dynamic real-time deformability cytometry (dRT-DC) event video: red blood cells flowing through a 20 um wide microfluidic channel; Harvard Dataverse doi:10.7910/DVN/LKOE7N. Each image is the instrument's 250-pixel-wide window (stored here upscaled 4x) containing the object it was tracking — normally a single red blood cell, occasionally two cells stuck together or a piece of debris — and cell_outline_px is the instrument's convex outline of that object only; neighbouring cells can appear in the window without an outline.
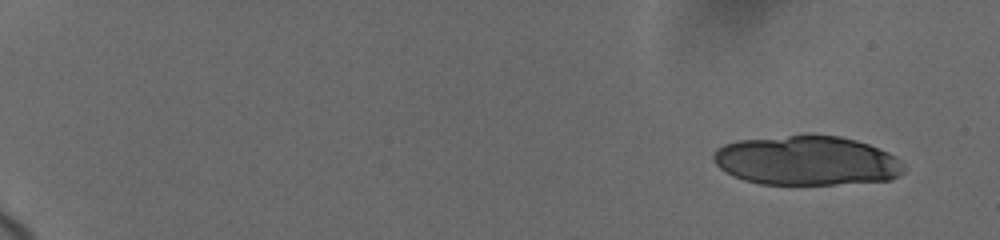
{"species": "human", "species_latin": "Homo sapiens", "temperature_condition": "cold", "stored_images_in_passage": 5, "camera_frame_rate_fps": 3000, "um_per_image_px": 0.085, "donor": {"sex": "female"}, "frame": {"image": 1, "passage_image": 2, "time_ms": 0.667, "image_size_px": [1000, 240], "cell_outline_px": [[904, 172], [900, 176], [892, 180], [836, 184], [760, 184], [744, 180], [732, 176], [720, 168], [712, 160], [712, 156], [716, 148], [724, 144], [740, 140], [788, 136], [840, 136], [856, 140], [868, 144], [888, 152], [896, 156], [904, 164]], "centroid_in_image_um": [68.59, 13.67], "position_along_channel_um": 16.4, "area_um2": 54.85}}